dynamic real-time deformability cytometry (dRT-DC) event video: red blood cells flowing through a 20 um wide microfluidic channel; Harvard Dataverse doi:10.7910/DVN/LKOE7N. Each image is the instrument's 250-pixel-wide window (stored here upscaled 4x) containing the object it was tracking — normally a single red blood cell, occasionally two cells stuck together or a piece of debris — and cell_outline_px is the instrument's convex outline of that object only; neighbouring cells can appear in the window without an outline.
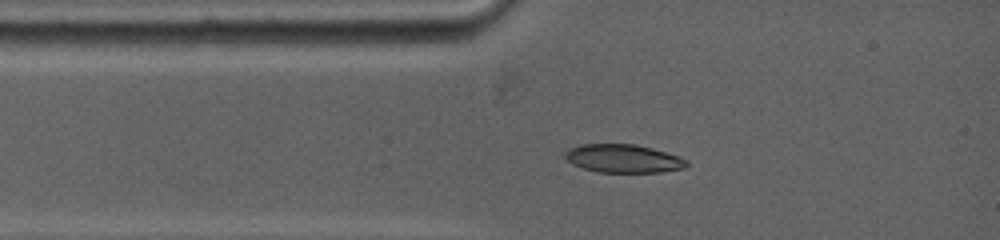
{"species": "common noctule bat (a hibernating species)", "species_latin": "Nyctalus noctula", "temperature_condition": "warm", "stored_images_in_passage": 2, "camera_frame_rate_fps": 5000, "um_per_image_px": 0.085, "animal": {"sex": "female", "body_mass_g": 19.0, "forearm_length_mm": 53.3}, "frame": {"image": 1, "passage_image": 1, "time_ms": 0.0, "image_size_px": [1000, 240], "cell_outline_px": [[688, 164], [684, 168], [660, 172], [596, 172], [572, 164], [564, 156], [564, 152], [568, 148], [580, 144], [636, 144], [652, 148], [688, 160]], "centroid_in_image_um": [52.94, 13.47], "position_along_channel_um": 32.1, "area_um2": 20.0}}